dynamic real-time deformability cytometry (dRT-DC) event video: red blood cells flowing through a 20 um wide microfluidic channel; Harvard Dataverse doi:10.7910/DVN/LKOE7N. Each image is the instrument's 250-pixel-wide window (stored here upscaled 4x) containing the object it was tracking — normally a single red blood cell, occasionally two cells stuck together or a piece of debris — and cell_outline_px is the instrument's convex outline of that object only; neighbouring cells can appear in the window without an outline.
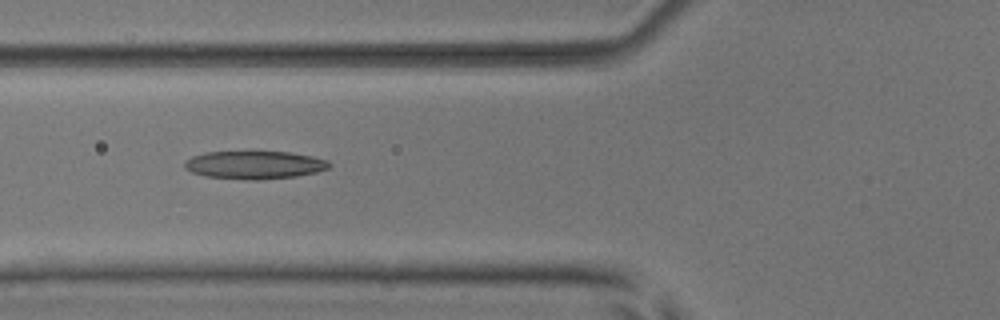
{"species": "common noctule bat (a hibernating species)", "species_latin": "Nyctalus noctula", "temperature_condition": "room temperature", "stored_images_in_passage": 5, "camera_frame_rate_fps": 3000, "um_per_image_px": 0.085, "animal": {"sex": "male", "body_mass_g": 17.9, "forearm_length_mm": 54.2}, "frame": {"image": 1, "passage_image": 2, "time_ms": 1.0, "image_size_px": [1000, 320], "cell_outline_px": [[332, 164], [328, 168], [316, 172], [296, 176], [256, 180], [244, 180], [204, 176], [192, 172], [184, 168], [184, 160], [192, 156], [204, 152], [288, 152], [312, 156], [328, 160]], "centroid_in_image_um": [21.6, 14.02], "position_along_channel_um": 104.2, "area_um2": 23.7}}
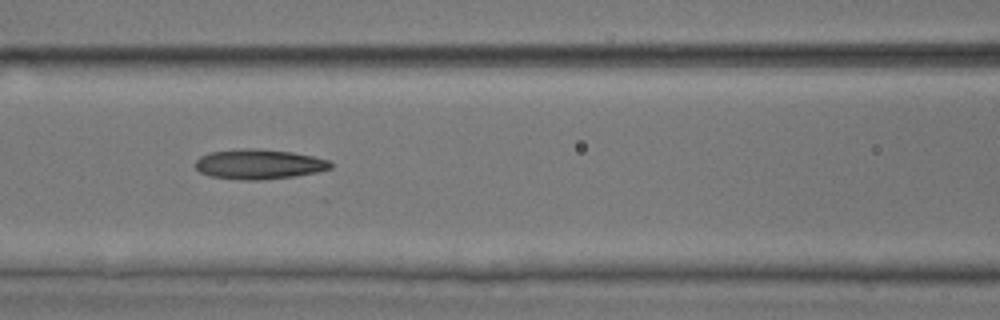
{"frame": {"image": 2, "passage_image": 3, "time_ms": 2.0, "image_size_px": [1000, 320], "cell_outline_px": [[332, 168], [316, 172], [296, 176], [260, 180], [244, 180], [208, 176], [200, 172], [192, 164], [200, 156], [208, 152], [240, 148], [256, 148], [292, 152], [312, 156], [328, 160], [332, 164]], "centroid_in_image_um": [21.95, 13.95], "position_along_channel_um": 144.6, "area_um2": 23.81}}